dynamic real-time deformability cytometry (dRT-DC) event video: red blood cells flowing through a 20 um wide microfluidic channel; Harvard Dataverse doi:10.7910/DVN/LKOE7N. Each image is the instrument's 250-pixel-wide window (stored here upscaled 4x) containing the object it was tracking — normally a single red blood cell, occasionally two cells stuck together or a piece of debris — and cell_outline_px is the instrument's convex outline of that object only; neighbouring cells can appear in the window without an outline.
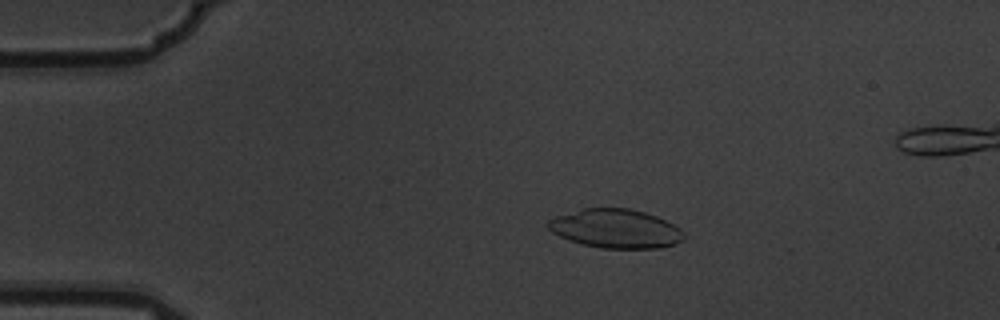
{"species": "common noctule bat (a hibernating species)", "species_latin": "Nyctalus noctula", "temperature_condition": "warm", "stored_images_in_passage": 5, "camera_frame_rate_fps": 3000, "um_per_image_px": 0.085, "animal": {"sex": "male", "body_mass_g": 19.5, "forearm_length_mm": 54.6}, "frame": {"image": 1, "passage_image": 3, "time_ms": 0.667, "image_size_px": [1000, 320], "cell_outline_px": [[684, 240], [660, 248], [604, 248], [584, 244], [568, 240], [552, 232], [548, 228], [548, 220], [556, 216], [584, 208], [628, 208], [644, 212], [656, 216], [680, 228], [684, 232]], "centroid_in_image_um": [52.33, 19.43], "position_along_channel_um": 32.7, "area_um2": 30.52}}